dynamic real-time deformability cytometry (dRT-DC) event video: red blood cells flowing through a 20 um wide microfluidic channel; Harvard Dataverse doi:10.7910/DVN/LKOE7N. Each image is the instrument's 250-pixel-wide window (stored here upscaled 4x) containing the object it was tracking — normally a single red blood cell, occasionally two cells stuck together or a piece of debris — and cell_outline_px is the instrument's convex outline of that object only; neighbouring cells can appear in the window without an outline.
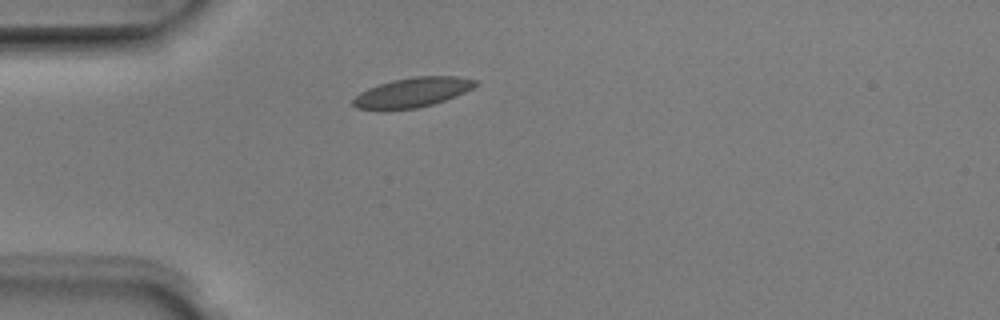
{"species": "Egyptian fruit bat (a non-hibernating species)", "species_latin": "Rousettus aegyptiacus", "temperature_condition": "room temperature", "stored_images_in_passage": 3, "camera_frame_rate_fps": 3000, "um_per_image_px": 0.085, "animal": {"sex": "male"}, "frame": {"image": 1, "passage_image": 1, "time_ms": 0.0, "image_size_px": [1000, 320], "cell_outline_px": [[480, 84], [464, 92], [444, 100], [432, 104], [416, 108], [384, 112], [356, 108], [352, 104], [352, 100], [360, 92], [368, 88], [392, 80], [416, 76], [460, 76], [480, 80]], "centroid_in_image_um": [35.04, 7.87], "position_along_channel_um": 50.0, "area_um2": 21.62}}
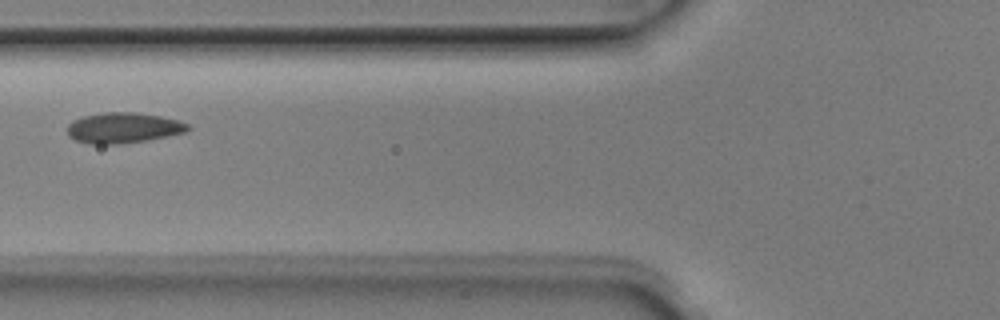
{"frame": {"image": 2, "passage_image": 3, "time_ms": 0.667, "image_size_px": [1000, 320], "cell_outline_px": [[192, 128], [188, 132], [148, 140], [120, 144], [88, 144], [76, 140], [68, 136], [68, 124], [72, 120], [84, 116], [104, 112], [132, 112], [160, 116], [176, 120], [188, 124]], "centroid_in_image_um": [10.48, 10.87], "position_along_channel_um": 115.3, "area_um2": 21.56}}